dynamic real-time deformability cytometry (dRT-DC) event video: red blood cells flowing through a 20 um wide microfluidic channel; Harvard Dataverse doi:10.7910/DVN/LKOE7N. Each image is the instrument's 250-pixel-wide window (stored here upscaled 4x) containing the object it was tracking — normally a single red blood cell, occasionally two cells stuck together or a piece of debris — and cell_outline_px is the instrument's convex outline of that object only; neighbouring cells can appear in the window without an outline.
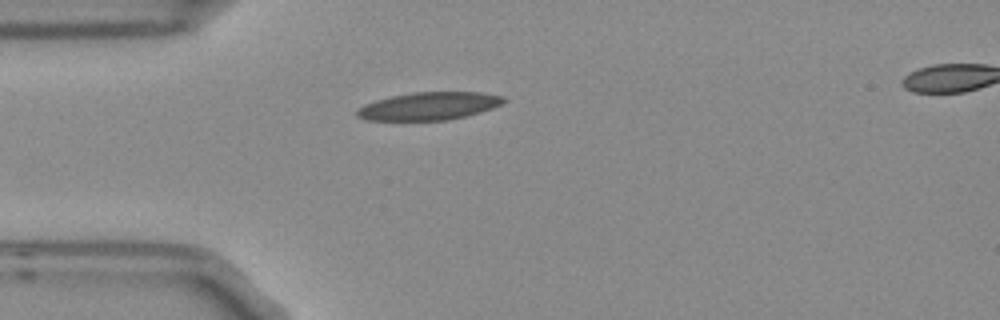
{"species": "Egyptian fruit bat (a non-hibernating species)", "species_latin": "Rousettus aegyptiacus", "temperature_condition": "room temperature", "stored_images_in_passage": 3, "camera_frame_rate_fps": 3000, "um_per_image_px": 0.085, "frame": {"image": 1, "passage_image": 3, "time_ms": 0.667, "image_size_px": [1000, 320], "cell_outline_px": [[508, 100], [492, 108], [480, 112], [448, 120], [364, 120], [356, 116], [356, 108], [364, 104], [376, 100], [392, 96], [412, 92], [480, 92], [504, 96]], "centroid_in_image_um": [36.44, 9.01], "position_along_channel_um": 48.6, "area_um2": 23.81}}